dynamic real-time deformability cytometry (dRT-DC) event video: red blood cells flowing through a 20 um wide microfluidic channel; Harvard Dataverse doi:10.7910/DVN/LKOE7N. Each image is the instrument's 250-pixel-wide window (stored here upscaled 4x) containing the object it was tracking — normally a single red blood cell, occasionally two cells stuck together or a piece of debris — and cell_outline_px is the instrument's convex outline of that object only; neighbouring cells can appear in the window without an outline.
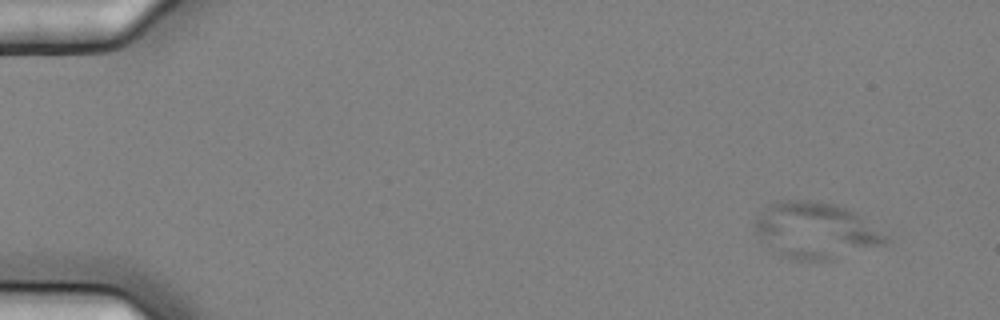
{"species": "common noctule bat (a hibernating species)", "species_latin": "Nyctalus noctula", "temperature_condition": "cold", "stored_images_in_passage": 6, "camera_frame_rate_fps": 3000, "um_per_image_px": 0.085, "animal": {"sex": "female", "body_mass_g": 25.1}, "frame": {"image": 1, "passage_image": 2, "time_ms": 0.333, "image_size_px": [1000, 320], "cell_outline_px": [[888, 240], [884, 244], [832, 260], [792, 260], [780, 256], [768, 248], [760, 240], [752, 224], [760, 212], [768, 204], [776, 200], [820, 200], [836, 204], [848, 208], [856, 212], [888, 236]], "centroid_in_image_um": [69.28, 19.57], "position_along_channel_um": 15.7, "area_um2": 43.52}}
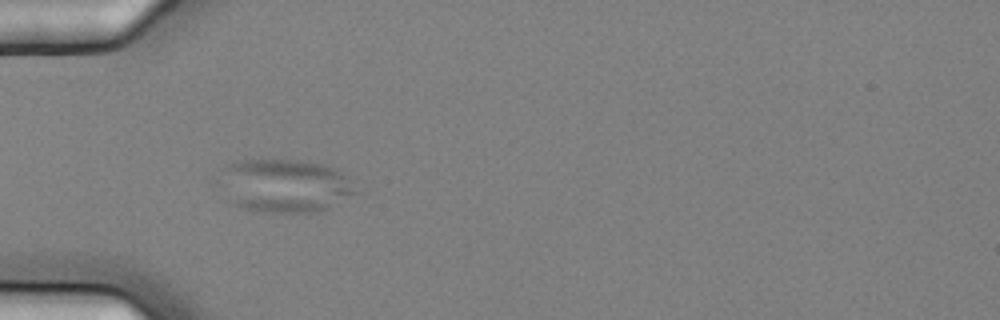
{"frame": {"image": 2, "passage_image": 5, "time_ms": 1.333, "image_size_px": [1000, 320], "cell_outline_px": [[360, 192], [328, 208], [316, 212], [272, 212], [244, 208], [236, 204], [224, 172], [224, 164], [232, 160], [308, 160], [324, 164], [336, 168]], "centroid_in_image_um": [24.37, 15.75], "position_along_channel_um": 60.6, "area_um2": 40.98}}